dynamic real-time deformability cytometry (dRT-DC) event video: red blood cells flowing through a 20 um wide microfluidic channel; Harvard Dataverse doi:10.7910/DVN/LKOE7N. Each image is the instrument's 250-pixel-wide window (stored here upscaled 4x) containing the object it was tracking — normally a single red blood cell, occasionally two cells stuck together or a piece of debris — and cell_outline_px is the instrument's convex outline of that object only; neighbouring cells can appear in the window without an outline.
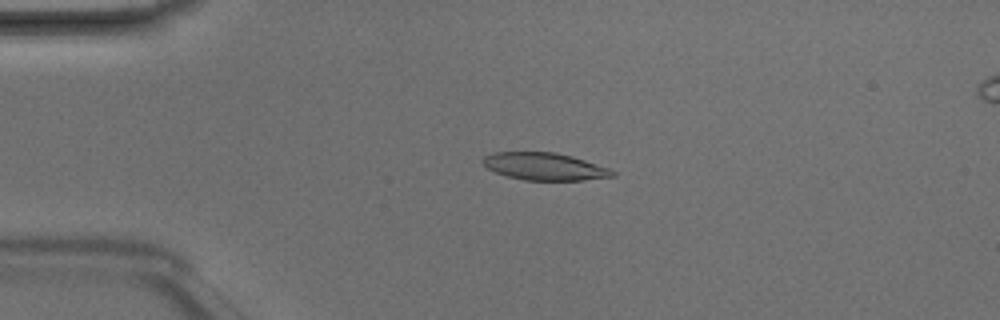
{"species": "Egyptian fruit bat (a non-hibernating species)", "species_latin": "Rousettus aegyptiacus", "temperature_condition": "room temperature", "stored_images_in_passage": 5, "camera_frame_rate_fps": 3000, "um_per_image_px": 0.085, "animal": {"sex": "male"}, "frame": {"image": 1, "passage_image": 3, "time_ms": 0.667, "image_size_px": [1000, 320], "cell_outline_px": [[616, 176], [584, 180], [524, 180], [508, 176], [496, 172], [488, 168], [480, 160], [484, 156], [496, 152], [556, 152], [572, 156], [608, 168], [616, 172]], "centroid_in_image_um": [46.29, 14.15], "position_along_channel_um": 38.7, "area_um2": 20.58}}